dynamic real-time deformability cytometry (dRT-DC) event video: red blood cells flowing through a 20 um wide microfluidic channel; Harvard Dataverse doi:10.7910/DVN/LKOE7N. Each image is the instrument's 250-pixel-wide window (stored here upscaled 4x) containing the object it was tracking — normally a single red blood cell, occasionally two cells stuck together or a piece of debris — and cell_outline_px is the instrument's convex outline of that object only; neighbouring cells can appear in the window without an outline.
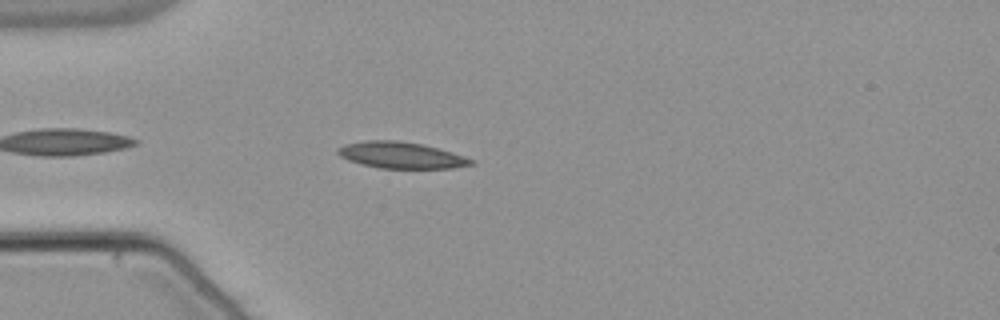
{"species": "common noctule bat (a hibernating species)", "species_latin": "Nyctalus noctula", "temperature_condition": "warm", "stored_images_in_passage": 9, "camera_frame_rate_fps": 3000, "um_per_image_px": 0.085, "animal": {"sex": "male", "body_mass_g": 21.5, "forearm_length_mm": 52.0}, "frame": {"image": 1, "passage_image": 4, "time_ms": 1.0, "image_size_px": [1000, 320], "cell_outline_px": [[476, 164], [452, 168], [380, 168], [360, 164], [348, 160], [340, 156], [336, 152], [336, 148], [344, 144], [364, 140], [396, 140], [424, 144], [452, 152], [476, 160]], "centroid_in_image_um": [34.09, 13.18], "position_along_channel_um": 50.9, "area_um2": 20.75}}